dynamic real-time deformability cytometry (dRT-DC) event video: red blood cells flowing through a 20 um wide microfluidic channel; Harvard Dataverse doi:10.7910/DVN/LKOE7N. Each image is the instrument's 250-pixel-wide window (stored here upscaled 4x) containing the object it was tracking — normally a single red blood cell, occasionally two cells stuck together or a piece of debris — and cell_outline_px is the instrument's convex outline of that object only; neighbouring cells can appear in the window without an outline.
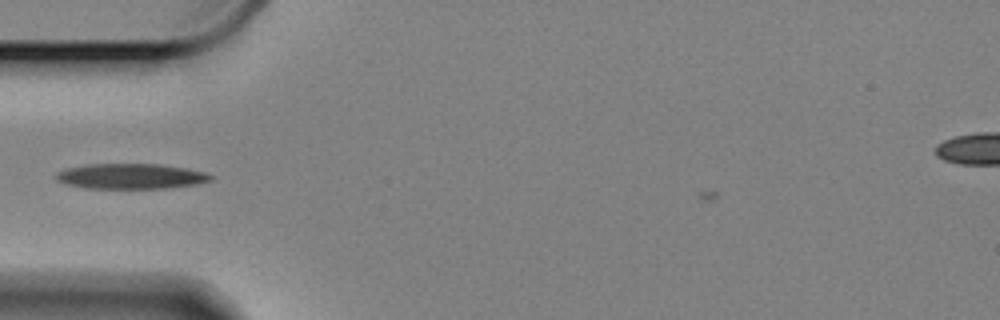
{"species": "Egyptian fruit bat (a non-hibernating species)", "species_latin": "Rousettus aegyptiacus", "temperature_condition": "cold", "stored_images_in_passage": 26, "camera_frame_rate_fps": 3000, "um_per_image_px": 0.085, "animal": {"sex": "female"}, "frame": {"image": 1, "passage_image": 1, "time_ms": 0.0, "image_size_px": [1000, 320], "cell_outline_px": [[212, 180], [196, 184], [168, 188], [84, 188], [64, 184], [56, 180], [56, 172], [68, 168], [88, 164], [160, 164], [188, 168], [204, 172], [212, 176]], "centroid_in_image_um": [11.11, 14.98], "position_along_channel_um": 73.9, "area_um2": 22.83}}
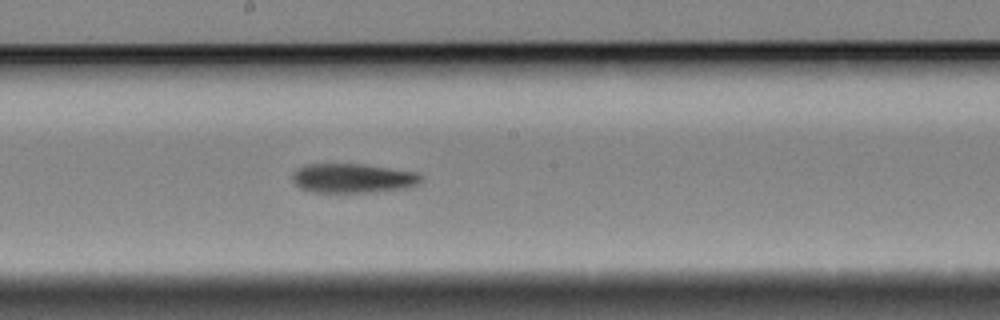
{"frame": {"image": 2, "passage_image": 14, "time_ms": 4.333, "image_size_px": [1000, 320], "cell_outline_px": [[424, 176], [416, 184], [408, 188], [372, 192], [312, 192], [300, 188], [292, 180], [292, 176], [304, 164], [364, 164], [416, 172]], "centroid_in_image_um": [30.01, 15.15], "position_along_channel_um": 218.2, "area_um2": 21.91}}
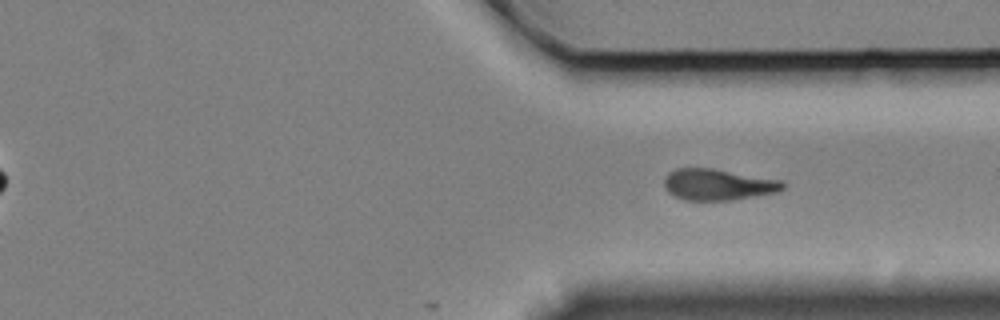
{"frame": {"image": 3, "passage_image": 26, "time_ms": 8.333, "image_size_px": [1000, 320], "cell_outline_px": [[788, 184], [784, 188], [776, 192], [732, 200], [684, 200], [668, 192], [664, 188], [664, 176], [668, 172], [676, 168], [712, 168], [784, 180]], "centroid_in_image_um": [61.04, 15.67], "position_along_channel_um": 350.4, "area_um2": 21.85}}